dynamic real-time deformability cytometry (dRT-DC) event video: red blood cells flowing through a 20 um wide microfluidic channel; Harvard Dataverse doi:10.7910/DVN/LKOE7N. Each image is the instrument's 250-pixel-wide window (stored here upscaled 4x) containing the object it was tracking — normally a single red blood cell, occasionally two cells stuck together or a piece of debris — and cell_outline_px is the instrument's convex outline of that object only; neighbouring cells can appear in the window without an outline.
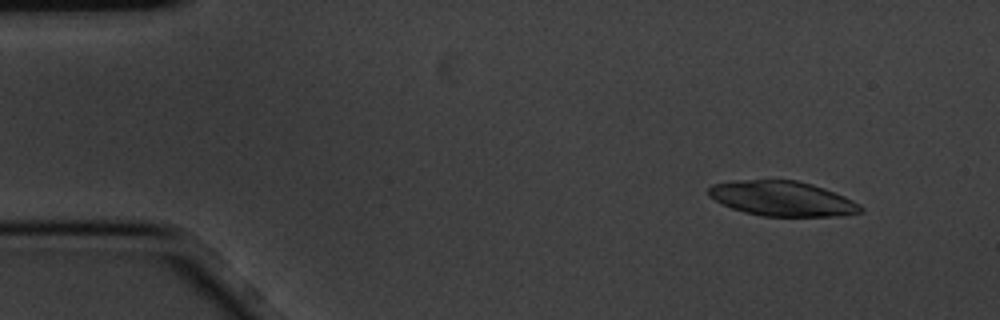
{"species": "common noctule bat (a hibernating species)", "species_latin": "Nyctalus noctula", "temperature_condition": "cold", "stored_images_in_passage": 6, "camera_frame_rate_fps": 3000, "um_per_image_px": 0.085, "animal": {"sex": "male", "body_mass_g": 20.1, "forearm_length_mm": 53.5}, "frame": {"image": 1, "passage_image": 2, "time_ms": 0.333, "image_size_px": [1000, 320], "cell_outline_px": [[864, 212], [844, 216], [760, 216], [744, 212], [720, 204], [708, 196], [708, 188], [712, 184], [732, 180], [796, 180], [812, 184], [824, 188], [844, 196], [860, 204], [864, 208]], "centroid_in_image_um": [66.49, 16.88], "position_along_channel_um": 18.5, "area_um2": 31.27}}